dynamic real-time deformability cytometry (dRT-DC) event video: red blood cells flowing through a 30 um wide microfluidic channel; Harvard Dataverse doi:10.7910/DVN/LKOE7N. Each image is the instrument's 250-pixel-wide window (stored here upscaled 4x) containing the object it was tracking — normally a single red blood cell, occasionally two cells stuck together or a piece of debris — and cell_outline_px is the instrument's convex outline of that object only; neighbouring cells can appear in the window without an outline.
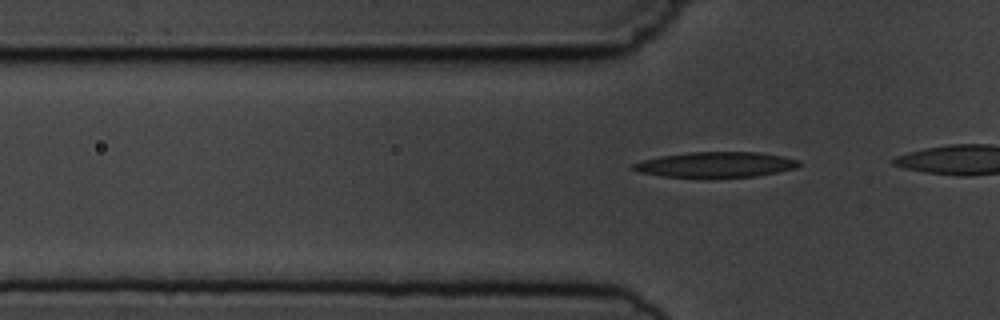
{"species": "common noctule bat (a hibernating species)", "species_latin": "Nyctalus noctula", "temperature_condition": "cold", "stored_images_in_passage": 8, "segment_of_instrument_passage": [2, 2], "camera_frame_rate_fps": 3000, "um_per_image_px": 0.085, "animal": {"sex": "male", "body_mass_g": 19.5, "forearm_length_mm": 54.6}, "frame": {"image": 1, "passage_image": 8, "time_ms": 9.0, "image_size_px": [1000, 320], "cell_outline_px": [[804, 164], [796, 168], [756, 176], [660, 176], [640, 172], [628, 168], [628, 164], [660, 156], [688, 152], [760, 152], [800, 160]], "centroid_in_image_um": [60.82, 13.97], "position_along_channel_um": 65.0, "area_um2": 24.28}}